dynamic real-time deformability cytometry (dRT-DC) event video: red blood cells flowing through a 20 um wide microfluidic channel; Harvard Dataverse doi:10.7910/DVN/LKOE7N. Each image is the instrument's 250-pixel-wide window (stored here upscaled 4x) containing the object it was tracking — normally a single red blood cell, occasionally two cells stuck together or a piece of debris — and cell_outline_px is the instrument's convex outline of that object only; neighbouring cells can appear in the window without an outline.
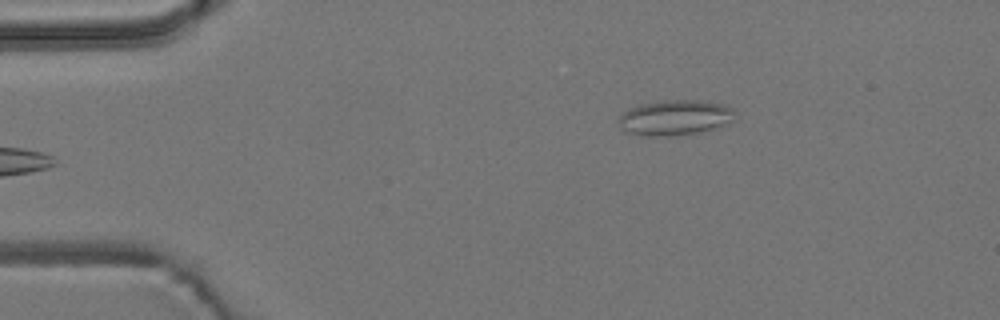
{"species": "common noctule bat (a hibernating species)", "species_latin": "Nyctalus noctula", "temperature_condition": "room temperature", "stored_images_in_passage": 6, "camera_frame_rate_fps": 3000, "um_per_image_px": 0.085, "animal": {"sex": "male", "body_mass_g": 19.2, "forearm_length_mm": 51.8}, "frame": {"image": 1, "passage_image": 6, "time_ms": 6.0, "image_size_px": [1000, 320], "cell_outline_px": [[736, 112], [720, 128], [700, 132], [668, 136], [648, 136], [628, 132], [616, 120], [628, 108], [640, 104], [676, 100], [696, 100], [724, 104], [732, 108]], "centroid_in_image_um": [57.37, 10.0], "position_along_channel_um": 27.6, "area_um2": 23.58}}